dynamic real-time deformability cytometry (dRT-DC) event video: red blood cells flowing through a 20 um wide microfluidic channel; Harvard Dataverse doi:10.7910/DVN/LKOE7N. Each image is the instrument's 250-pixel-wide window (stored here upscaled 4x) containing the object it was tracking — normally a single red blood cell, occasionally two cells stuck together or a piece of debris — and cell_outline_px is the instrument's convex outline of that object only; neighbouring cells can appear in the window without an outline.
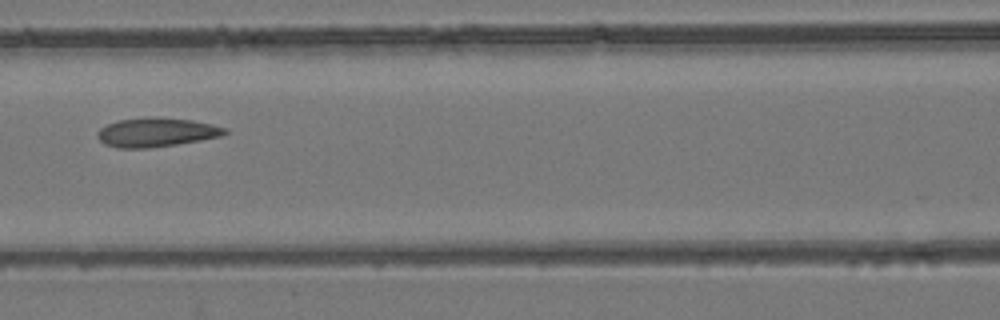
{"species": "common noctule bat (a hibernating species)", "species_latin": "Nyctalus noctula", "temperature_condition": "room temperature", "stored_images_in_passage": 3, "camera_frame_rate_fps": 3000, "um_per_image_px": 0.085, "animal": {"sex": "female", "body_mass_g": 24.6, "forearm_length_mm": 56.2}, "frame": {"image": 1, "passage_image": 3, "time_ms": 0.667, "image_size_px": [1000, 320], "cell_outline_px": [[228, 132], [220, 136], [200, 140], [176, 144], [148, 148], [116, 148], [104, 144], [96, 136], [96, 132], [100, 128], [116, 120], [148, 116], [152, 116], [192, 120], [212, 124], [228, 128]], "centroid_in_image_um": [13.25, 11.23], "position_along_channel_um": 153.3, "area_um2": 21.79}}